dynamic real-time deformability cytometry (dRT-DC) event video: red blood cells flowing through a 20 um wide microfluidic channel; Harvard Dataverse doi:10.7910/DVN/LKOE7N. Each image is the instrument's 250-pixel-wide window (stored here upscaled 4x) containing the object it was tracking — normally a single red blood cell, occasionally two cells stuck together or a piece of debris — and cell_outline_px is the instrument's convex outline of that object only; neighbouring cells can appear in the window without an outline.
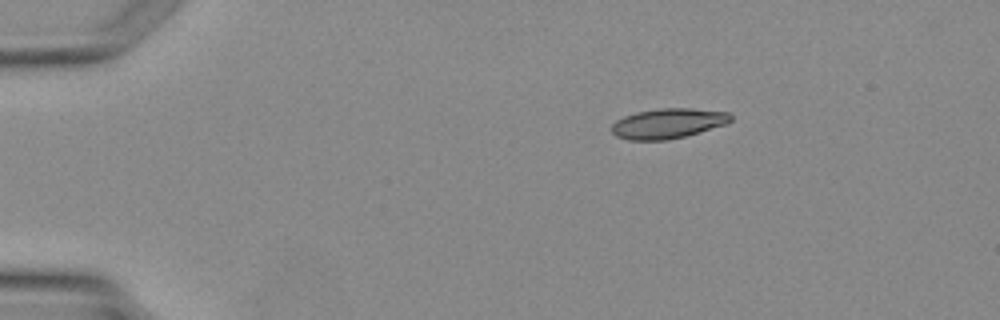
{"species": "Egyptian fruit bat (a non-hibernating species)", "species_latin": "Rousettus aegyptiacus", "temperature_condition": "warm", "stored_images_in_passage": 3, "camera_frame_rate_fps": 3000, "um_per_image_px": 0.085, "animal": {"sex": "female"}, "frame": {"image": 1, "passage_image": 1, "time_ms": 0.0, "image_size_px": [1000, 320], "cell_outline_px": [[732, 120], [724, 124], [684, 136], [664, 140], [628, 140], [616, 136], [612, 132], [612, 124], [616, 120], [624, 116], [636, 112], [656, 108], [692, 108], [728, 112], [732, 116]], "centroid_in_image_um": [56.74, 10.48], "position_along_channel_um": 28.3, "area_um2": 20.69}}
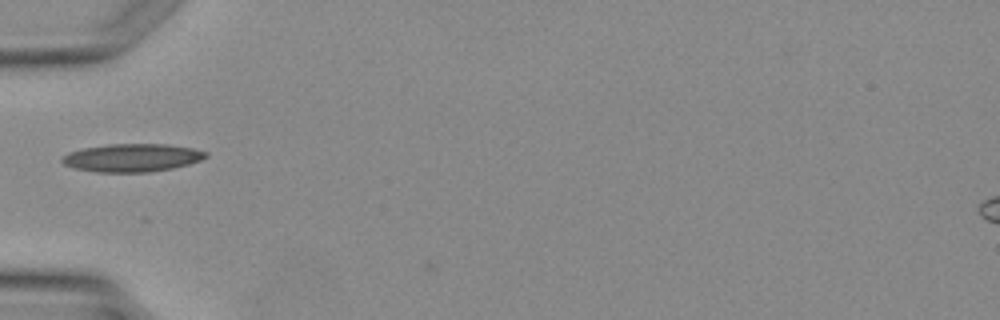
{"frame": {"image": 2, "passage_image": 3, "time_ms": 2.333, "image_size_px": [1000, 320], "cell_outline_px": [[208, 156], [200, 160], [188, 164], [172, 168], [148, 172], [96, 172], [72, 168], [64, 164], [60, 160], [68, 152], [84, 148], [108, 144], [164, 144], [192, 148], [208, 152]], "centroid_in_image_um": [11.2, 13.41], "position_along_channel_um": 73.8, "area_um2": 23.41}}